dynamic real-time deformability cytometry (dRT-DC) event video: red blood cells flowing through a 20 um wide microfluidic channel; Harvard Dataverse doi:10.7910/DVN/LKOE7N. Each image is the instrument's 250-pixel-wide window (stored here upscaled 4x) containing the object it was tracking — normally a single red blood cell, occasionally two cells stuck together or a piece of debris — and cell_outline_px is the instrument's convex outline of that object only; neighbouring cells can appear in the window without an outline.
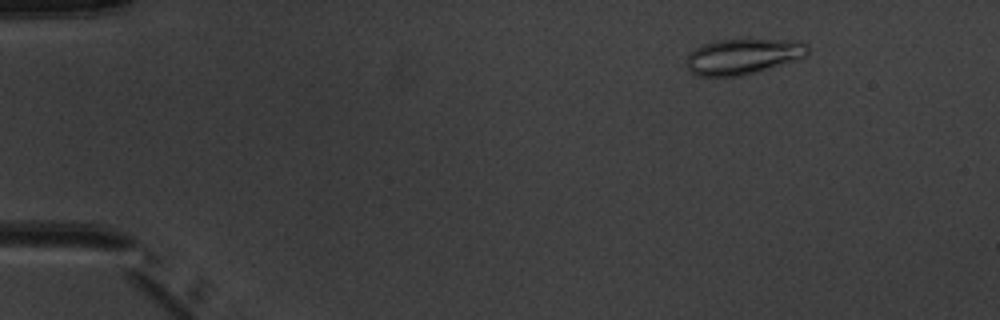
{"species": "common noctule bat (a hibernating species)", "species_latin": "Nyctalus noctula", "temperature_condition": "warm", "stored_images_in_passage": 6, "camera_frame_rate_fps": 3000, "um_per_image_px": 0.085, "animal": {"sex": "male", "body_mass_g": 20.1, "forearm_length_mm": 53.5}, "frame": {"image": 1, "passage_image": 2, "time_ms": 1.0, "image_size_px": [1000, 320], "cell_outline_px": [[808, 52], [804, 56], [756, 72], [740, 76], [700, 76], [692, 72], [688, 68], [688, 52], [704, 44], [716, 40], [796, 40], [808, 44]], "centroid_in_image_um": [63.13, 4.79], "position_along_channel_um": 21.9, "area_um2": 24.62}}
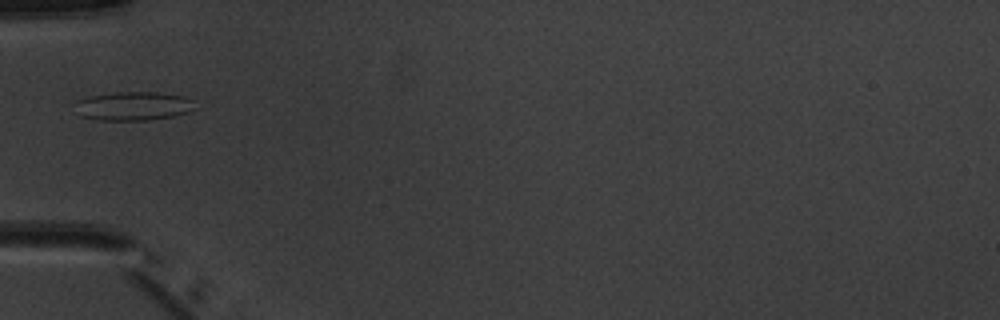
{"frame": {"image": 2, "passage_image": 5, "time_ms": 4.667, "image_size_px": [1000, 320], "cell_outline_px": [[196, 108], [188, 112], [172, 116], [148, 120], [100, 120], [80, 116], [76, 100], [92, 96], [116, 92], [156, 92], [188, 96], [196, 100]], "centroid_in_image_um": [11.44, 9.0], "position_along_channel_um": 73.6, "area_um2": 20.17}}
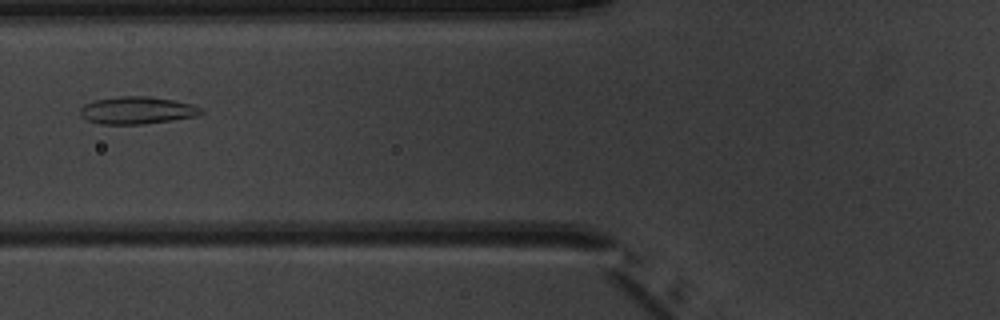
{"frame": {"image": 3, "passage_image": 6, "time_ms": 5.667, "image_size_px": [1000, 320], "cell_outline_px": [[204, 112], [196, 116], [172, 120], [144, 124], [100, 124], [88, 120], [80, 116], [80, 108], [84, 104], [92, 100], [120, 96], [148, 96], [172, 100], [192, 104], [200, 108]], "centroid_in_image_um": [11.61, 9.38], "position_along_channel_um": 114.2, "area_um2": 19.31}}